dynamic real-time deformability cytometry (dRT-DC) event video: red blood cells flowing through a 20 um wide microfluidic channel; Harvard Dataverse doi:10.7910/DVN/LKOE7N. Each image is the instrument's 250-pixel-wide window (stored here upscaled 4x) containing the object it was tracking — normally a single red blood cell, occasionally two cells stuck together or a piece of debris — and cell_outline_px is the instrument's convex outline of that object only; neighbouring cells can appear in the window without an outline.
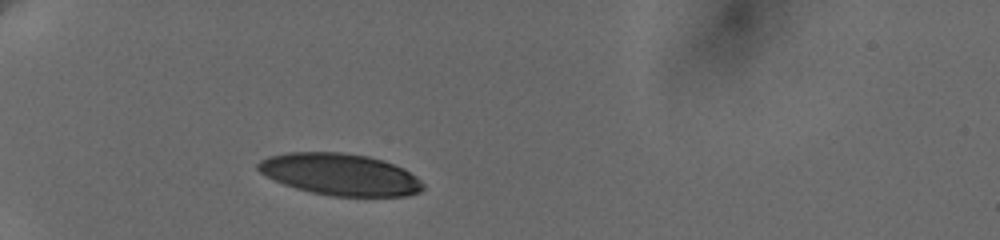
{"species": "human", "species_latin": "Homo sapiens", "temperature_condition": "cold", "stored_images_in_passage": 1, "camera_frame_rate_fps": 3000, "um_per_image_px": 0.085, "donor": {"sex": "female"}, "frame": {"image": 1, "passage_image": 1, "time_ms": 0.0, "image_size_px": [1000, 240], "cell_outline_px": [[424, 188], [420, 192], [408, 196], [328, 196], [296, 188], [284, 184], [260, 172], [256, 168], [256, 164], [260, 160], [268, 156], [288, 152], [340, 152], [368, 156], [384, 160], [404, 168], [416, 176], [424, 184]], "centroid_in_image_um": [28.93, 14.82], "position_along_channel_um": 56.1, "area_um2": 40.29}}